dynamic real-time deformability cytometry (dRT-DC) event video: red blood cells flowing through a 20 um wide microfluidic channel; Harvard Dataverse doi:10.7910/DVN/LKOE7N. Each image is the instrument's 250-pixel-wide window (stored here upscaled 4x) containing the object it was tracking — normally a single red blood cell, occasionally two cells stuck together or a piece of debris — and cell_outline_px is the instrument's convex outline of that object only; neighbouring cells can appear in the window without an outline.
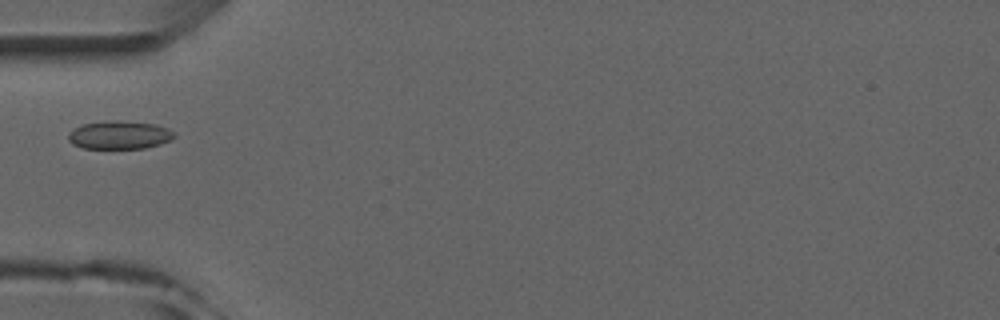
{"species": "common noctule bat (a hibernating species)", "species_latin": "Nyctalus noctula", "temperature_condition": "room temperature", "stored_images_in_passage": 5, "camera_frame_rate_fps": 3000, "um_per_image_px": 0.085, "animal": {"sex": "male", "forearm_length_mm": 52.5}, "frame": {"image": 1, "passage_image": 4, "time_ms": 3.333, "image_size_px": [1000, 320], "cell_outline_px": [[176, 136], [172, 140], [160, 144], [144, 148], [84, 148], [72, 144], [68, 140], [68, 132], [84, 124], [116, 120], [120, 120], [156, 124], [168, 128]], "centroid_in_image_um": [10.17, 11.47], "position_along_channel_um": 74.8, "area_um2": 17.34}}
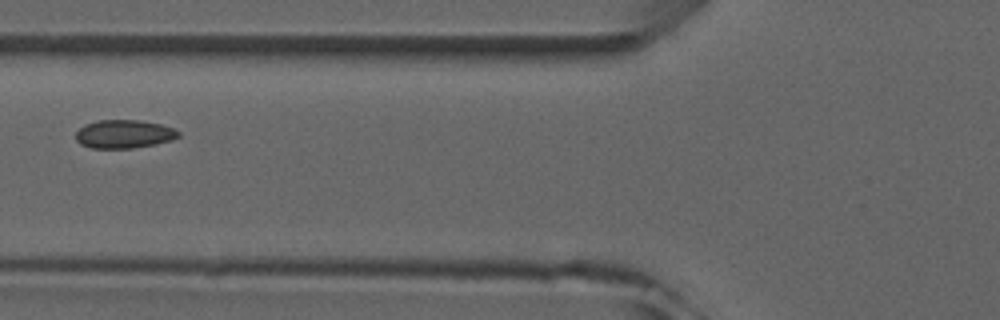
{"frame": {"image": 2, "passage_image": 5, "time_ms": 4.333, "image_size_px": [1000, 320], "cell_outline_px": [[180, 136], [172, 140], [156, 144], [132, 148], [92, 148], [80, 144], [76, 140], [76, 132], [84, 124], [96, 120], [140, 120], [160, 124], [172, 128], [180, 132]], "centroid_in_image_um": [10.53, 11.39], "position_along_channel_um": 115.3, "area_um2": 17.05}}